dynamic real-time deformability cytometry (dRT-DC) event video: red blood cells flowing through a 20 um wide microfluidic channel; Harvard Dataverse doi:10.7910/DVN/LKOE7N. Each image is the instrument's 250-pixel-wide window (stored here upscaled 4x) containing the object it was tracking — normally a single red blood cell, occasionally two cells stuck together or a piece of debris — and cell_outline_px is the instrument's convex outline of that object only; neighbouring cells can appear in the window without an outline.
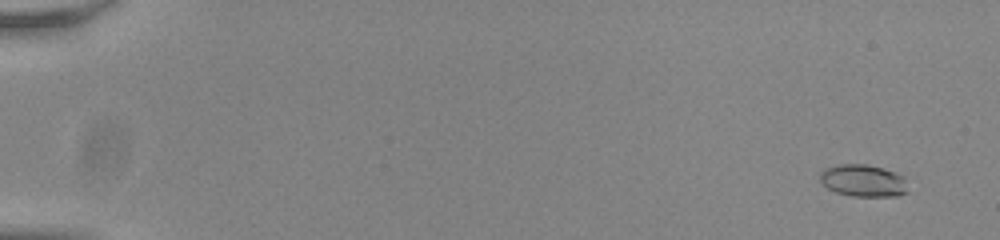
{"species": "common noctule bat (a hibernating species)", "species_latin": "Nyctalus noctula", "temperature_condition": "room temperature", "stored_images_in_passage": 56, "camera_frame_rate_fps": 3000, "um_per_image_px": 0.085, "animal": {"sex": "male", "body_mass_g": 20.0, "forearm_length_mm": 53.3}, "frame": {"image": 1, "passage_image": 4, "time_ms": 1.0, "image_size_px": [1000, 240], "cell_outline_px": [[908, 192], [896, 196], [852, 196], [836, 192], [828, 188], [820, 180], [820, 172], [824, 168], [836, 164], [864, 164], [884, 168], [896, 172], [904, 176]], "centroid_in_image_um": [73.38, 15.34], "position_along_channel_um": 11.6, "area_um2": 16.59}}
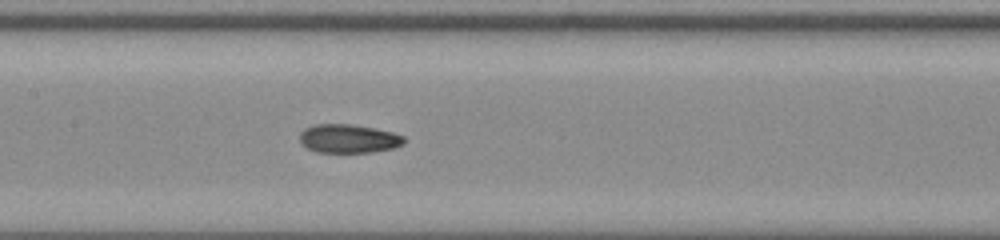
{"frame": {"image": 2, "passage_image": 30, "time_ms": 9.667, "image_size_px": [1000, 240], "cell_outline_px": [[404, 144], [392, 148], [372, 152], [316, 152], [308, 148], [300, 140], [300, 132], [304, 128], [312, 124], [352, 124], [392, 132], [404, 136]], "centroid_in_image_um": [29.61, 11.77], "position_along_channel_um": 177.8, "area_um2": 17.34}}
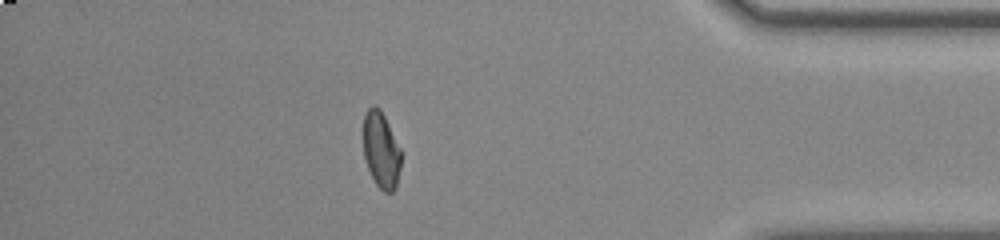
{"frame": {"image": 3, "passage_image": 50, "time_ms": 16.333, "image_size_px": [1000, 240], "cell_outline_px": [[400, 168], [396, 188], [392, 192], [384, 192], [376, 184], [368, 168], [364, 156], [364, 116], [368, 108], [372, 104], [380, 108], [400, 148]], "centroid_in_image_um": [32.39, 12.75], "position_along_channel_um": 402.8, "area_um2": 16.53}, "authors_computed_cell_mechanics": {"area_um2": 17.1955, "velocity_mm_per_s": 3.8394, "shape_relaxation_time_tau1_ms": 9.063, "shape_relaxation_time_tau2_ms": 1.4823, "deformation_change_tau1": 0.2485, "deformation_change_tau2": 0.0728}}